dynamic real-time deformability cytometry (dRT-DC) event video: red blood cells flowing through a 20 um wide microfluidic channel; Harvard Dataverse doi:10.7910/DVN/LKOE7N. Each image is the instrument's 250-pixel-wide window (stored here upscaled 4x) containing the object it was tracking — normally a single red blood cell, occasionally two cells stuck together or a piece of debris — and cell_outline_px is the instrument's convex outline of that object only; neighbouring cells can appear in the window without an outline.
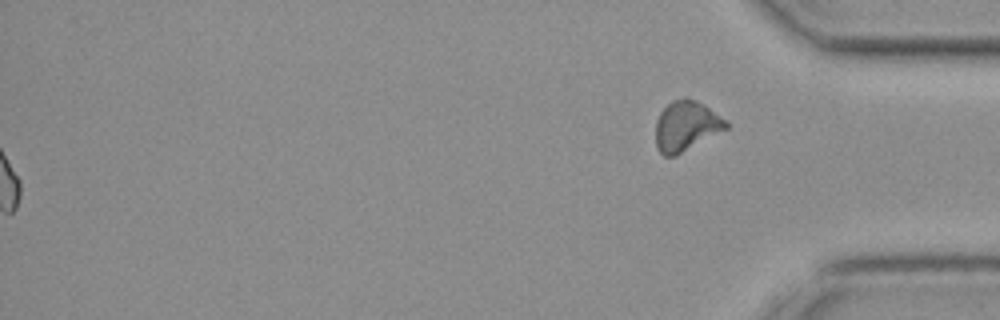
{"species": "common noctule bat (a hibernating species)", "species_latin": "Nyctalus noctula", "temperature_condition": "cold", "stored_images_in_passage": 41, "segment_of_instrument_passage": [2, 2], "camera_frame_rate_fps": 3000, "um_per_image_px": 0.085, "animal": {"sex": "female", "body_mass_g": 19.3, "forearm_length_mm": 54.1}, "frame": {"image": 1, "passage_image": 41, "time_ms": 13.333, "image_size_px": [1000, 320], "cell_outline_px": [[728, 128], [676, 156], [664, 156], [656, 148], [656, 120], [660, 112], [672, 100], [684, 96], [696, 100], [704, 104], [724, 120], [728, 124]], "centroid_in_image_um": [58.29, 10.71], "position_along_channel_um": 376.9, "area_um2": 20.52}}